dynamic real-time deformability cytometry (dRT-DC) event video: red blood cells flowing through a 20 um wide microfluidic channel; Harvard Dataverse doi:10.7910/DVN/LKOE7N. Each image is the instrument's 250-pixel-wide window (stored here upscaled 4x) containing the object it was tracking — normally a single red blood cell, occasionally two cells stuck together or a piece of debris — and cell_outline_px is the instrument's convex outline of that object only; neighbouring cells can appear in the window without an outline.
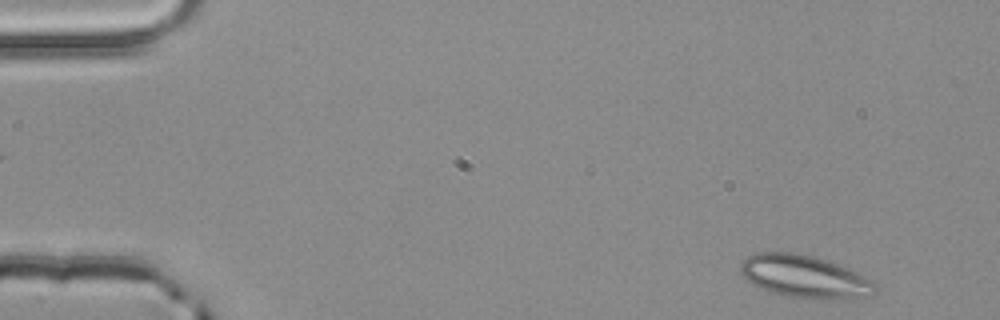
{"species": "common noctule bat (a hibernating species)", "species_latin": "Nyctalus noctula", "temperature_condition": "room temperature", "stored_images_in_passage": 4, "camera_frame_rate_fps": 3000, "um_per_image_px": 0.085, "animal": {"sex": "male", "body_mass_g": 20.4}, "frame": {"image": 1, "passage_image": 4, "time_ms": 1.0, "image_size_px": [1000, 320], "cell_outline_px": [[876, 292], [872, 296], [788, 296], [772, 292], [760, 288], [752, 284], [740, 272], [740, 264], [748, 256], [760, 252], [792, 252], [812, 256], [836, 264], [876, 280]], "centroid_in_image_um": [68.35, 23.46], "position_along_channel_um": 16.6, "area_um2": 32.19}}